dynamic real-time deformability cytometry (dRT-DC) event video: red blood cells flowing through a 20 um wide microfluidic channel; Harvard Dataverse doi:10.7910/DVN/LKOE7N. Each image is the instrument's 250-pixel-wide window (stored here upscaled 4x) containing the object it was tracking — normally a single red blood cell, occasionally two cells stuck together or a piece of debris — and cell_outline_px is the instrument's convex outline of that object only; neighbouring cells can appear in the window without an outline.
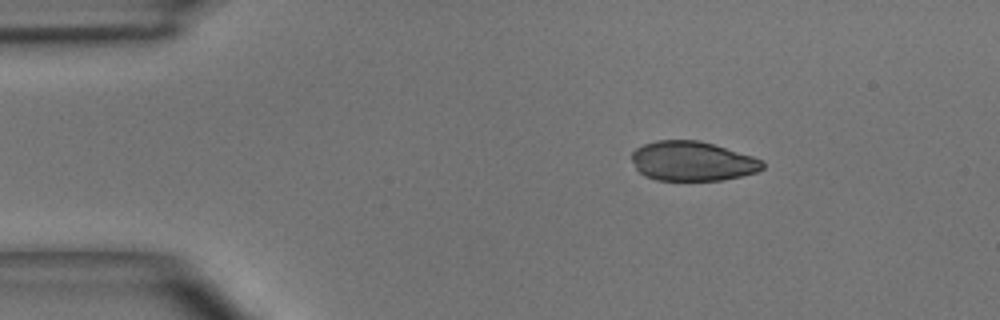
{"species": "common noctule bat (a hibernating species)", "species_latin": "Nyctalus noctula", "temperature_condition": "room temperature", "stored_images_in_passage": 42, "camera_frame_rate_fps": 3000, "um_per_image_px": 0.085, "animal": {"sex": "male", "body_mass_g": 15.6}, "frame": {"image": 1, "passage_image": 1, "time_ms": 0.0, "image_size_px": [1000, 320], "cell_outline_px": [[764, 168], [756, 172], [740, 176], [720, 180], [656, 180], [644, 176], [636, 168], [632, 160], [632, 152], [636, 148], [644, 144], [656, 140], [700, 140], [752, 156], [764, 160]], "centroid_in_image_um": [58.84, 13.69], "position_along_channel_um": 26.2, "area_um2": 30.11}}
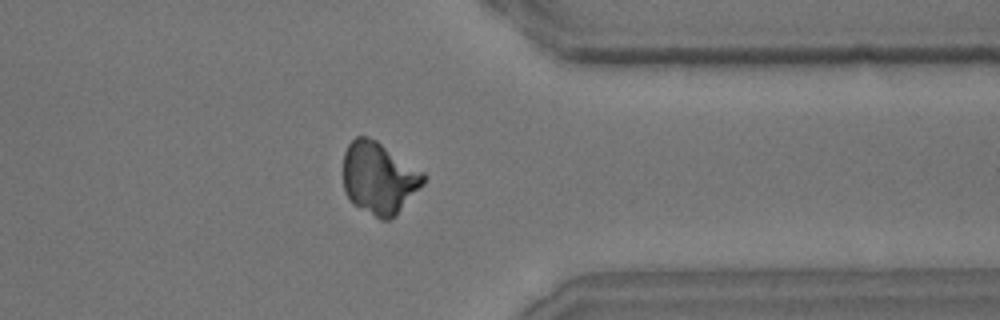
{"frame": {"image": 2, "passage_image": 32, "time_ms": 10.333, "image_size_px": [1000, 320], "cell_outline_px": [[428, 176], [424, 184], [396, 216], [388, 220], [380, 220], [352, 204], [344, 192], [344, 152], [348, 144], [356, 136], [364, 136], [376, 140], [424, 172]], "centroid_in_image_um": [32.23, 15.16], "position_along_channel_um": 379.2, "area_um2": 33.99}}
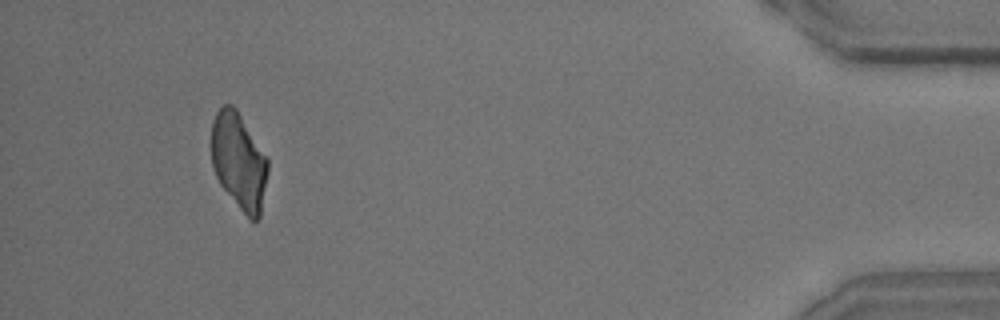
{"frame": {"image": 3, "passage_image": 39, "time_ms": 12.667, "image_size_px": [1000, 320], "cell_outline_px": [[268, 172], [260, 216], [256, 220], [248, 220], [220, 184], [216, 176], [212, 164], [212, 124], [216, 112], [224, 104], [232, 104], [236, 108], [268, 160]], "centroid_in_image_um": [20.3, 13.73], "position_along_channel_um": 414.9, "area_um2": 31.5}}